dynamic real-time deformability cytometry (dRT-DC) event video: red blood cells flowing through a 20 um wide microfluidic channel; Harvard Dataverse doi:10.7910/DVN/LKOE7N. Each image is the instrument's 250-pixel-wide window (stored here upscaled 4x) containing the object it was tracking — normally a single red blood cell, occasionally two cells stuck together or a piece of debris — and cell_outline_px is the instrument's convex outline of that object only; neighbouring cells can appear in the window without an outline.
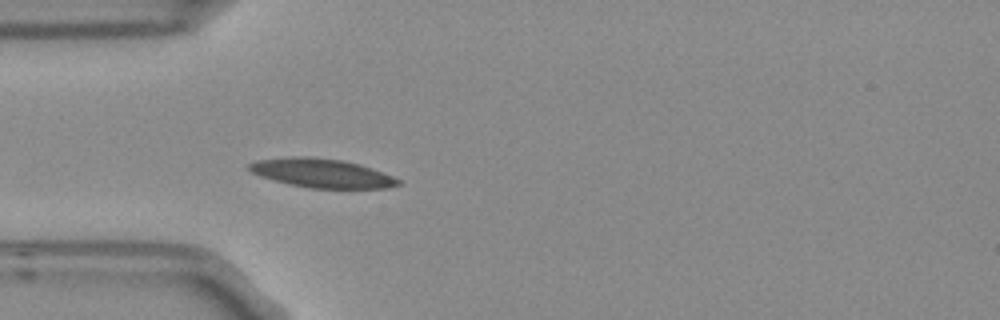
{"species": "Egyptian fruit bat (a non-hibernating species)", "species_latin": "Rousettus aegyptiacus", "temperature_condition": "room temperature", "stored_images_in_passage": 4, "camera_frame_rate_fps": 3000, "um_per_image_px": 0.085, "frame": {"image": 1, "passage_image": 4, "time_ms": 1.0, "image_size_px": [1000, 320], "cell_outline_px": [[400, 184], [388, 188], [308, 188], [288, 184], [260, 176], [252, 172], [248, 168], [248, 164], [256, 160], [292, 156], [308, 156], [344, 160], [360, 164], [372, 168], [392, 176], [400, 180]], "centroid_in_image_um": [27.34, 14.71], "position_along_channel_um": 57.7, "area_um2": 25.2}}